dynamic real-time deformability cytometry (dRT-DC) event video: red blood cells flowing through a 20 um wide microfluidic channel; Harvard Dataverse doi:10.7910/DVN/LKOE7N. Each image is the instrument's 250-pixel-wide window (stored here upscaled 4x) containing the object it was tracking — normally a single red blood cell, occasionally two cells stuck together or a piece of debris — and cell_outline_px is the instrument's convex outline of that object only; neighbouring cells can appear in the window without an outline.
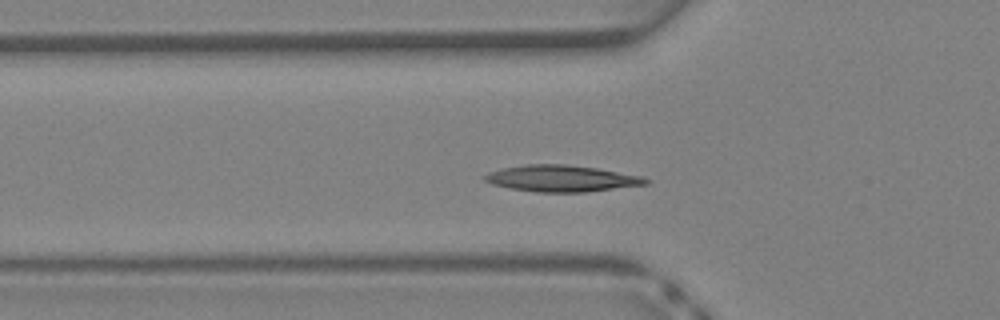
{"species": "Egyptian fruit bat (a non-hibernating species)", "species_latin": "Rousettus aegyptiacus", "temperature_condition": "warm", "stored_images_in_passage": 29, "camera_frame_rate_fps": 3000, "um_per_image_px": 0.085, "animal": {"sex": "female"}, "frame": {"image": 1, "passage_image": 2, "time_ms": 0.333, "image_size_px": [1000, 320], "cell_outline_px": [[652, 180], [648, 184], [584, 192], [536, 192], [512, 188], [492, 184], [484, 180], [480, 176], [488, 172], [504, 168], [524, 164], [564, 164], [596, 168], [644, 176]], "centroid_in_image_um": [47.74, 15.16], "position_along_channel_um": 78.1, "area_um2": 24.85}}
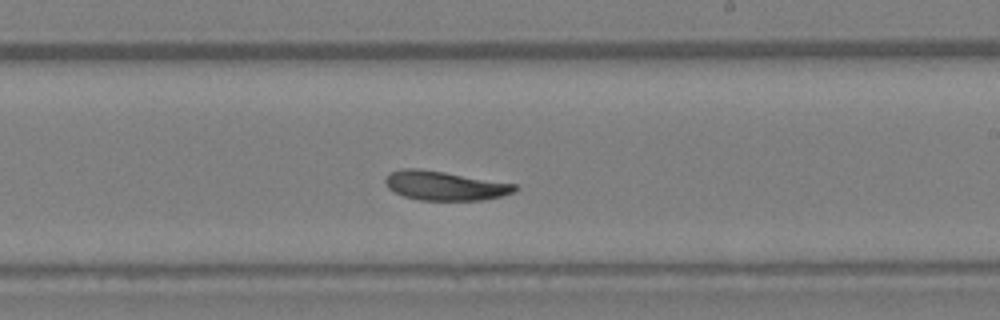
{"frame": {"image": 2, "passage_image": 12, "time_ms": 3.667, "image_size_px": [1000, 320], "cell_outline_px": [[520, 188], [512, 192], [500, 196], [484, 200], [420, 200], [404, 196], [388, 188], [384, 180], [392, 172], [400, 168], [420, 168], [516, 184]], "centroid_in_image_um": [37.81, 15.78], "position_along_channel_um": 251.2, "area_um2": 21.85}}
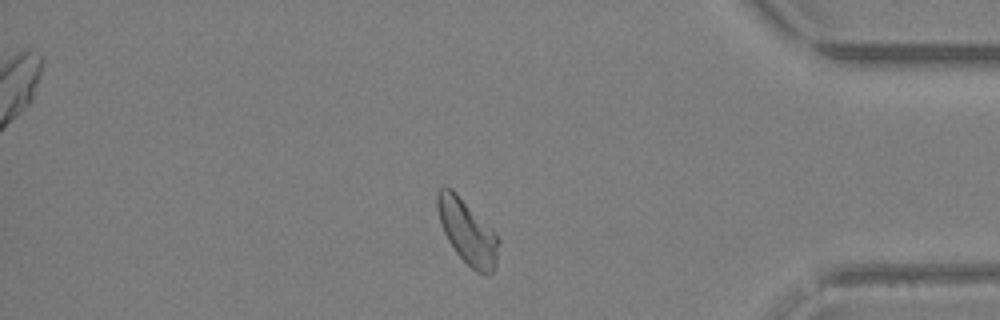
{"frame": {"image": 3, "passage_image": 22, "time_ms": 7.0, "image_size_px": [1000, 320], "cell_outline_px": [[500, 240], [496, 264], [492, 272], [488, 276], [484, 276], [476, 272], [456, 252], [448, 240], [440, 224], [436, 208], [436, 192], [444, 184], [452, 188], [456, 192]], "centroid_in_image_um": [39.69, 19.7], "position_along_channel_um": 395.5, "area_um2": 22.72}}